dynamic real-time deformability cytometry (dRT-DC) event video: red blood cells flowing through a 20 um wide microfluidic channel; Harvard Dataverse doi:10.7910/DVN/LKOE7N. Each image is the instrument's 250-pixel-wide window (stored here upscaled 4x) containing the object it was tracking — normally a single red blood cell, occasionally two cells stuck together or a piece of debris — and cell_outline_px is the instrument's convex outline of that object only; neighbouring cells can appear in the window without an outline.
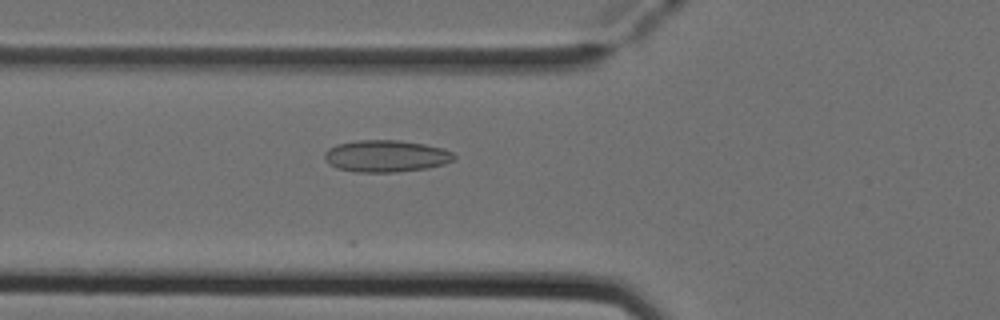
{"species": "Egyptian fruit bat (a non-hibernating species)", "species_latin": "Rousettus aegyptiacus", "temperature_condition": "cold", "stored_images_in_passage": 31, "camera_frame_rate_fps": 3000, "um_per_image_px": 0.085, "animal": {"sex": "female"}, "frame": {"image": 1, "passage_image": 5, "time_ms": 1.333, "image_size_px": [1000, 320], "cell_outline_px": [[456, 160], [444, 164], [428, 168], [396, 172], [356, 172], [336, 168], [328, 164], [324, 160], [324, 152], [328, 148], [336, 144], [356, 140], [400, 140], [424, 144], [444, 148], [452, 152], [456, 156]], "centroid_in_image_um": [32.8, 13.26], "position_along_channel_um": 93.0, "area_um2": 24.45}}
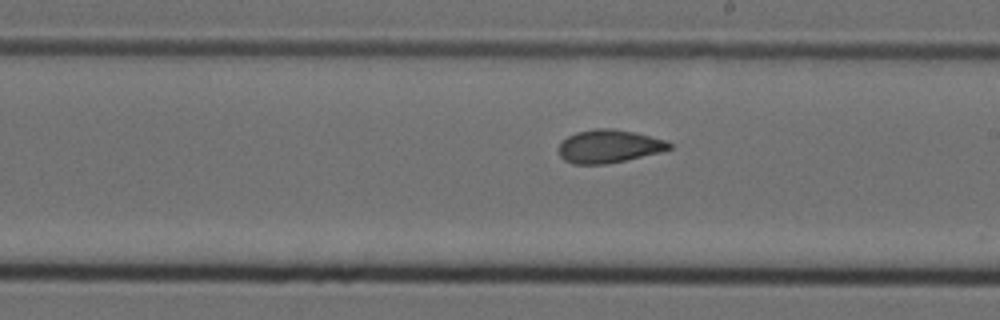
{"frame": {"image": 2, "passage_image": 16, "time_ms": 5.0, "image_size_px": [1000, 320], "cell_outline_px": [[672, 148], [660, 152], [624, 160], [604, 164], [572, 164], [564, 160], [560, 156], [560, 144], [568, 136], [576, 132], [596, 128], [612, 128], [632, 132], [664, 140], [672, 144]], "centroid_in_image_um": [51.73, 12.43], "position_along_channel_um": 237.3, "area_um2": 20.98}}
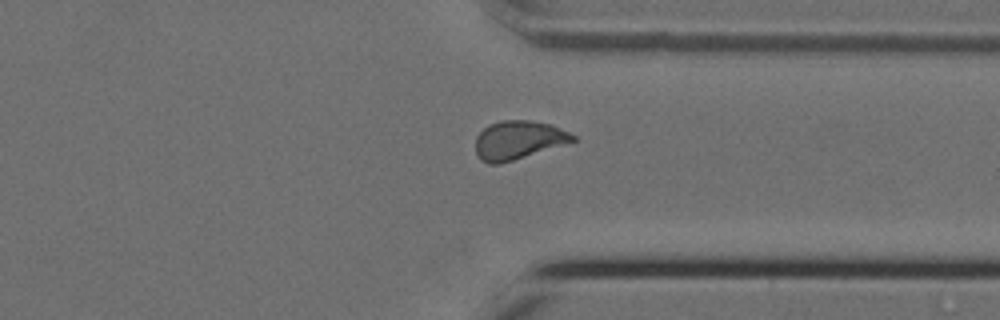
{"frame": {"image": 3, "passage_image": 26, "time_ms": 8.333, "image_size_px": [1000, 320], "cell_outline_px": [[576, 140], [500, 164], [488, 164], [480, 160], [476, 156], [476, 136], [488, 124], [500, 120], [528, 120], [552, 124], [576, 136]], "centroid_in_image_um": [44.01, 11.9], "position_along_channel_um": 367.4, "area_um2": 21.79}}